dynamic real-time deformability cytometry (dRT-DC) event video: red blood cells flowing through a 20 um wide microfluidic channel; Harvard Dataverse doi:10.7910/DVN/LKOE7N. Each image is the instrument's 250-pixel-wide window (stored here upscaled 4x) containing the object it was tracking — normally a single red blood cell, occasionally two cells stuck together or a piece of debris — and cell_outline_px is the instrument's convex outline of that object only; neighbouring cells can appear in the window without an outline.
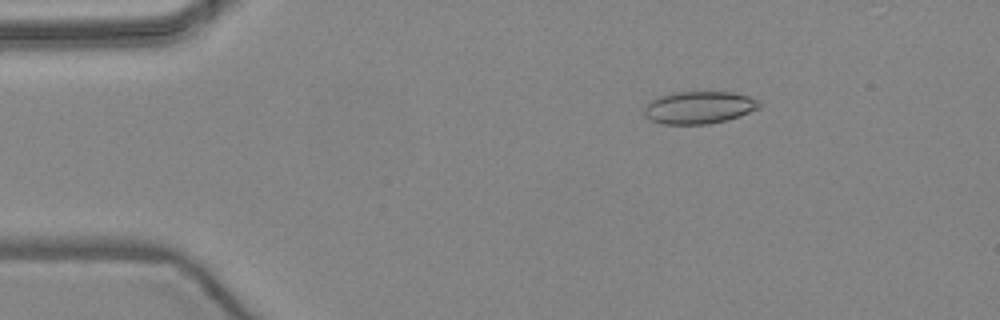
{"species": "common noctule bat (a hibernating species)", "species_latin": "Nyctalus noctula", "temperature_condition": "warm", "stored_images_in_passage": 4, "camera_frame_rate_fps": 3000, "um_per_image_px": 0.085, "animal": {"sex": "female", "body_mass_g": 24.6, "forearm_length_mm": 56.2}, "frame": {"image": 1, "passage_image": 2, "time_ms": 1.667, "image_size_px": [1000, 320], "cell_outline_px": [[764, 104], [760, 108], [740, 116], [728, 120], [708, 124], [660, 124], [644, 116], [644, 108], [648, 100], [660, 96], [676, 92], [732, 92], [748, 96]], "centroid_in_image_um": [59.41, 9.14], "position_along_channel_um": 25.6, "area_um2": 21.96}}